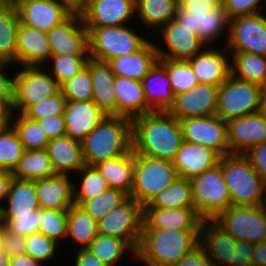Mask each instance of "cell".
Listing matches in <instances>:
<instances>
[{
    "instance_id": "obj_34",
    "label": "cell",
    "mask_w": 266,
    "mask_h": 266,
    "mask_svg": "<svg viewBox=\"0 0 266 266\" xmlns=\"http://www.w3.org/2000/svg\"><path fill=\"white\" fill-rule=\"evenodd\" d=\"M107 179L110 188L130 196L133 185L134 152L101 161L94 165Z\"/></svg>"
},
{
    "instance_id": "obj_37",
    "label": "cell",
    "mask_w": 266,
    "mask_h": 266,
    "mask_svg": "<svg viewBox=\"0 0 266 266\" xmlns=\"http://www.w3.org/2000/svg\"><path fill=\"white\" fill-rule=\"evenodd\" d=\"M231 75L266 89V57L247 52H231ZM233 58V59H232Z\"/></svg>"
},
{
    "instance_id": "obj_30",
    "label": "cell",
    "mask_w": 266,
    "mask_h": 266,
    "mask_svg": "<svg viewBox=\"0 0 266 266\" xmlns=\"http://www.w3.org/2000/svg\"><path fill=\"white\" fill-rule=\"evenodd\" d=\"M86 66L90 69L93 85L92 101L107 115L117 116V100L113 89L116 75L110 64L89 58Z\"/></svg>"
},
{
    "instance_id": "obj_43",
    "label": "cell",
    "mask_w": 266,
    "mask_h": 266,
    "mask_svg": "<svg viewBox=\"0 0 266 266\" xmlns=\"http://www.w3.org/2000/svg\"><path fill=\"white\" fill-rule=\"evenodd\" d=\"M87 249L108 266L118 265L126 252H132L135 259V251L124 240L113 236L98 234Z\"/></svg>"
},
{
    "instance_id": "obj_23",
    "label": "cell",
    "mask_w": 266,
    "mask_h": 266,
    "mask_svg": "<svg viewBox=\"0 0 266 266\" xmlns=\"http://www.w3.org/2000/svg\"><path fill=\"white\" fill-rule=\"evenodd\" d=\"M221 155L214 149L198 143L183 141L173 164L179 177L192 179L219 164Z\"/></svg>"
},
{
    "instance_id": "obj_59",
    "label": "cell",
    "mask_w": 266,
    "mask_h": 266,
    "mask_svg": "<svg viewBox=\"0 0 266 266\" xmlns=\"http://www.w3.org/2000/svg\"><path fill=\"white\" fill-rule=\"evenodd\" d=\"M253 250L254 244L251 242L237 241L231 266H253Z\"/></svg>"
},
{
    "instance_id": "obj_42",
    "label": "cell",
    "mask_w": 266,
    "mask_h": 266,
    "mask_svg": "<svg viewBox=\"0 0 266 266\" xmlns=\"http://www.w3.org/2000/svg\"><path fill=\"white\" fill-rule=\"evenodd\" d=\"M10 125L25 150L46 149L50 139L37 121L28 119L23 114L12 113Z\"/></svg>"
},
{
    "instance_id": "obj_16",
    "label": "cell",
    "mask_w": 266,
    "mask_h": 266,
    "mask_svg": "<svg viewBox=\"0 0 266 266\" xmlns=\"http://www.w3.org/2000/svg\"><path fill=\"white\" fill-rule=\"evenodd\" d=\"M175 20L195 32L207 46L214 45L229 32L230 20L222 3L209 11H187L178 7Z\"/></svg>"
},
{
    "instance_id": "obj_6",
    "label": "cell",
    "mask_w": 266,
    "mask_h": 266,
    "mask_svg": "<svg viewBox=\"0 0 266 266\" xmlns=\"http://www.w3.org/2000/svg\"><path fill=\"white\" fill-rule=\"evenodd\" d=\"M90 58L109 62L140 50L149 40L130 26L86 27ZM147 39V40H146Z\"/></svg>"
},
{
    "instance_id": "obj_60",
    "label": "cell",
    "mask_w": 266,
    "mask_h": 266,
    "mask_svg": "<svg viewBox=\"0 0 266 266\" xmlns=\"http://www.w3.org/2000/svg\"><path fill=\"white\" fill-rule=\"evenodd\" d=\"M221 3L222 0H178V7L187 11H209Z\"/></svg>"
},
{
    "instance_id": "obj_22",
    "label": "cell",
    "mask_w": 266,
    "mask_h": 266,
    "mask_svg": "<svg viewBox=\"0 0 266 266\" xmlns=\"http://www.w3.org/2000/svg\"><path fill=\"white\" fill-rule=\"evenodd\" d=\"M106 116L92 100H67L63 113L65 136L82 141Z\"/></svg>"
},
{
    "instance_id": "obj_20",
    "label": "cell",
    "mask_w": 266,
    "mask_h": 266,
    "mask_svg": "<svg viewBox=\"0 0 266 266\" xmlns=\"http://www.w3.org/2000/svg\"><path fill=\"white\" fill-rule=\"evenodd\" d=\"M226 122L230 154H245L249 149L266 142V119L259 112Z\"/></svg>"
},
{
    "instance_id": "obj_61",
    "label": "cell",
    "mask_w": 266,
    "mask_h": 266,
    "mask_svg": "<svg viewBox=\"0 0 266 266\" xmlns=\"http://www.w3.org/2000/svg\"><path fill=\"white\" fill-rule=\"evenodd\" d=\"M74 262V266H108L99 260L87 248L77 250Z\"/></svg>"
},
{
    "instance_id": "obj_11",
    "label": "cell",
    "mask_w": 266,
    "mask_h": 266,
    "mask_svg": "<svg viewBox=\"0 0 266 266\" xmlns=\"http://www.w3.org/2000/svg\"><path fill=\"white\" fill-rule=\"evenodd\" d=\"M98 233L124 240L135 252L144 224V207L132 197L97 222Z\"/></svg>"
},
{
    "instance_id": "obj_13",
    "label": "cell",
    "mask_w": 266,
    "mask_h": 266,
    "mask_svg": "<svg viewBox=\"0 0 266 266\" xmlns=\"http://www.w3.org/2000/svg\"><path fill=\"white\" fill-rule=\"evenodd\" d=\"M16 5L19 22L47 33L65 22L74 11L61 0H20Z\"/></svg>"
},
{
    "instance_id": "obj_41",
    "label": "cell",
    "mask_w": 266,
    "mask_h": 266,
    "mask_svg": "<svg viewBox=\"0 0 266 266\" xmlns=\"http://www.w3.org/2000/svg\"><path fill=\"white\" fill-rule=\"evenodd\" d=\"M80 176L77 185L74 182V204L81 205L85 200L96 197L110 188L107 179L95 166L85 165L77 174ZM80 181V182H79Z\"/></svg>"
},
{
    "instance_id": "obj_49",
    "label": "cell",
    "mask_w": 266,
    "mask_h": 266,
    "mask_svg": "<svg viewBox=\"0 0 266 266\" xmlns=\"http://www.w3.org/2000/svg\"><path fill=\"white\" fill-rule=\"evenodd\" d=\"M67 220L68 210L42 209L39 232L56 243L61 242L67 235Z\"/></svg>"
},
{
    "instance_id": "obj_1",
    "label": "cell",
    "mask_w": 266,
    "mask_h": 266,
    "mask_svg": "<svg viewBox=\"0 0 266 266\" xmlns=\"http://www.w3.org/2000/svg\"><path fill=\"white\" fill-rule=\"evenodd\" d=\"M180 121L169 112L154 111L132 119V151L173 161L183 143Z\"/></svg>"
},
{
    "instance_id": "obj_3",
    "label": "cell",
    "mask_w": 266,
    "mask_h": 266,
    "mask_svg": "<svg viewBox=\"0 0 266 266\" xmlns=\"http://www.w3.org/2000/svg\"><path fill=\"white\" fill-rule=\"evenodd\" d=\"M85 164L112 159L132 150V119L107 115L82 141Z\"/></svg>"
},
{
    "instance_id": "obj_57",
    "label": "cell",
    "mask_w": 266,
    "mask_h": 266,
    "mask_svg": "<svg viewBox=\"0 0 266 266\" xmlns=\"http://www.w3.org/2000/svg\"><path fill=\"white\" fill-rule=\"evenodd\" d=\"M37 122L50 140L65 136L66 125L63 115L46 116L37 120Z\"/></svg>"
},
{
    "instance_id": "obj_24",
    "label": "cell",
    "mask_w": 266,
    "mask_h": 266,
    "mask_svg": "<svg viewBox=\"0 0 266 266\" xmlns=\"http://www.w3.org/2000/svg\"><path fill=\"white\" fill-rule=\"evenodd\" d=\"M50 56L46 33L20 23L16 37L17 66H45Z\"/></svg>"
},
{
    "instance_id": "obj_46",
    "label": "cell",
    "mask_w": 266,
    "mask_h": 266,
    "mask_svg": "<svg viewBox=\"0 0 266 266\" xmlns=\"http://www.w3.org/2000/svg\"><path fill=\"white\" fill-rule=\"evenodd\" d=\"M129 196L122 191L108 188L94 198L85 200L82 207L96 222L123 203Z\"/></svg>"
},
{
    "instance_id": "obj_31",
    "label": "cell",
    "mask_w": 266,
    "mask_h": 266,
    "mask_svg": "<svg viewBox=\"0 0 266 266\" xmlns=\"http://www.w3.org/2000/svg\"><path fill=\"white\" fill-rule=\"evenodd\" d=\"M113 89L117 100V116L134 119L154 112L145 100L141 81L116 76Z\"/></svg>"
},
{
    "instance_id": "obj_68",
    "label": "cell",
    "mask_w": 266,
    "mask_h": 266,
    "mask_svg": "<svg viewBox=\"0 0 266 266\" xmlns=\"http://www.w3.org/2000/svg\"><path fill=\"white\" fill-rule=\"evenodd\" d=\"M258 112L266 119V91L261 98V104Z\"/></svg>"
},
{
    "instance_id": "obj_33",
    "label": "cell",
    "mask_w": 266,
    "mask_h": 266,
    "mask_svg": "<svg viewBox=\"0 0 266 266\" xmlns=\"http://www.w3.org/2000/svg\"><path fill=\"white\" fill-rule=\"evenodd\" d=\"M39 208L35 181L12 178L5 199V206L0 210V224L10 215H30V212Z\"/></svg>"
},
{
    "instance_id": "obj_50",
    "label": "cell",
    "mask_w": 266,
    "mask_h": 266,
    "mask_svg": "<svg viewBox=\"0 0 266 266\" xmlns=\"http://www.w3.org/2000/svg\"><path fill=\"white\" fill-rule=\"evenodd\" d=\"M58 244L40 232L32 233L25 237V254L44 264V261L55 258L54 255L57 253Z\"/></svg>"
},
{
    "instance_id": "obj_38",
    "label": "cell",
    "mask_w": 266,
    "mask_h": 266,
    "mask_svg": "<svg viewBox=\"0 0 266 266\" xmlns=\"http://www.w3.org/2000/svg\"><path fill=\"white\" fill-rule=\"evenodd\" d=\"M178 0H136V16L143 26L158 30L175 19Z\"/></svg>"
},
{
    "instance_id": "obj_7",
    "label": "cell",
    "mask_w": 266,
    "mask_h": 266,
    "mask_svg": "<svg viewBox=\"0 0 266 266\" xmlns=\"http://www.w3.org/2000/svg\"><path fill=\"white\" fill-rule=\"evenodd\" d=\"M190 183L194 208L203 220H214L231 206L220 164L190 179Z\"/></svg>"
},
{
    "instance_id": "obj_10",
    "label": "cell",
    "mask_w": 266,
    "mask_h": 266,
    "mask_svg": "<svg viewBox=\"0 0 266 266\" xmlns=\"http://www.w3.org/2000/svg\"><path fill=\"white\" fill-rule=\"evenodd\" d=\"M214 221L237 241L252 244L266 240V206H234L221 212Z\"/></svg>"
},
{
    "instance_id": "obj_53",
    "label": "cell",
    "mask_w": 266,
    "mask_h": 266,
    "mask_svg": "<svg viewBox=\"0 0 266 266\" xmlns=\"http://www.w3.org/2000/svg\"><path fill=\"white\" fill-rule=\"evenodd\" d=\"M222 5L229 20H232L241 16L263 12L266 7V0H222Z\"/></svg>"
},
{
    "instance_id": "obj_32",
    "label": "cell",
    "mask_w": 266,
    "mask_h": 266,
    "mask_svg": "<svg viewBox=\"0 0 266 266\" xmlns=\"http://www.w3.org/2000/svg\"><path fill=\"white\" fill-rule=\"evenodd\" d=\"M158 60L156 45L149 40L140 50L114 58L108 63L116 76L141 81Z\"/></svg>"
},
{
    "instance_id": "obj_4",
    "label": "cell",
    "mask_w": 266,
    "mask_h": 266,
    "mask_svg": "<svg viewBox=\"0 0 266 266\" xmlns=\"http://www.w3.org/2000/svg\"><path fill=\"white\" fill-rule=\"evenodd\" d=\"M225 183L234 206L265 204L266 183L243 154L221 156Z\"/></svg>"
},
{
    "instance_id": "obj_67",
    "label": "cell",
    "mask_w": 266,
    "mask_h": 266,
    "mask_svg": "<svg viewBox=\"0 0 266 266\" xmlns=\"http://www.w3.org/2000/svg\"><path fill=\"white\" fill-rule=\"evenodd\" d=\"M9 259L10 257L6 254L5 250L3 249L0 237V266H9Z\"/></svg>"
},
{
    "instance_id": "obj_9",
    "label": "cell",
    "mask_w": 266,
    "mask_h": 266,
    "mask_svg": "<svg viewBox=\"0 0 266 266\" xmlns=\"http://www.w3.org/2000/svg\"><path fill=\"white\" fill-rule=\"evenodd\" d=\"M265 89L230 75L219 87L216 115L227 121L259 111Z\"/></svg>"
},
{
    "instance_id": "obj_5",
    "label": "cell",
    "mask_w": 266,
    "mask_h": 266,
    "mask_svg": "<svg viewBox=\"0 0 266 266\" xmlns=\"http://www.w3.org/2000/svg\"><path fill=\"white\" fill-rule=\"evenodd\" d=\"M179 177L173 161L134 153L133 185L130 197L143 207Z\"/></svg>"
},
{
    "instance_id": "obj_35",
    "label": "cell",
    "mask_w": 266,
    "mask_h": 266,
    "mask_svg": "<svg viewBox=\"0 0 266 266\" xmlns=\"http://www.w3.org/2000/svg\"><path fill=\"white\" fill-rule=\"evenodd\" d=\"M19 16L14 3L0 4V62L16 64Z\"/></svg>"
},
{
    "instance_id": "obj_36",
    "label": "cell",
    "mask_w": 266,
    "mask_h": 266,
    "mask_svg": "<svg viewBox=\"0 0 266 266\" xmlns=\"http://www.w3.org/2000/svg\"><path fill=\"white\" fill-rule=\"evenodd\" d=\"M11 173L15 179L29 181L55 175L46 149L25 150Z\"/></svg>"
},
{
    "instance_id": "obj_15",
    "label": "cell",
    "mask_w": 266,
    "mask_h": 266,
    "mask_svg": "<svg viewBox=\"0 0 266 266\" xmlns=\"http://www.w3.org/2000/svg\"><path fill=\"white\" fill-rule=\"evenodd\" d=\"M51 55H89V32L79 12L47 33Z\"/></svg>"
},
{
    "instance_id": "obj_25",
    "label": "cell",
    "mask_w": 266,
    "mask_h": 266,
    "mask_svg": "<svg viewBox=\"0 0 266 266\" xmlns=\"http://www.w3.org/2000/svg\"><path fill=\"white\" fill-rule=\"evenodd\" d=\"M202 222L195 208H144L143 229L200 231Z\"/></svg>"
},
{
    "instance_id": "obj_17",
    "label": "cell",
    "mask_w": 266,
    "mask_h": 266,
    "mask_svg": "<svg viewBox=\"0 0 266 266\" xmlns=\"http://www.w3.org/2000/svg\"><path fill=\"white\" fill-rule=\"evenodd\" d=\"M159 30L162 42L165 44L163 46H166V50H164L156 44L159 58L187 61L206 47V44L195 32L175 19L169 21Z\"/></svg>"
},
{
    "instance_id": "obj_69",
    "label": "cell",
    "mask_w": 266,
    "mask_h": 266,
    "mask_svg": "<svg viewBox=\"0 0 266 266\" xmlns=\"http://www.w3.org/2000/svg\"><path fill=\"white\" fill-rule=\"evenodd\" d=\"M2 3H13L15 0H0Z\"/></svg>"
},
{
    "instance_id": "obj_18",
    "label": "cell",
    "mask_w": 266,
    "mask_h": 266,
    "mask_svg": "<svg viewBox=\"0 0 266 266\" xmlns=\"http://www.w3.org/2000/svg\"><path fill=\"white\" fill-rule=\"evenodd\" d=\"M79 13L86 27L128 25L136 17V0H89Z\"/></svg>"
},
{
    "instance_id": "obj_64",
    "label": "cell",
    "mask_w": 266,
    "mask_h": 266,
    "mask_svg": "<svg viewBox=\"0 0 266 266\" xmlns=\"http://www.w3.org/2000/svg\"><path fill=\"white\" fill-rule=\"evenodd\" d=\"M9 266H42L41 263L29 257L27 254L11 257Z\"/></svg>"
},
{
    "instance_id": "obj_55",
    "label": "cell",
    "mask_w": 266,
    "mask_h": 266,
    "mask_svg": "<svg viewBox=\"0 0 266 266\" xmlns=\"http://www.w3.org/2000/svg\"><path fill=\"white\" fill-rule=\"evenodd\" d=\"M15 65L9 62H0V103L12 106L14 99V74L9 76V71L7 69ZM8 74V75H7Z\"/></svg>"
},
{
    "instance_id": "obj_2",
    "label": "cell",
    "mask_w": 266,
    "mask_h": 266,
    "mask_svg": "<svg viewBox=\"0 0 266 266\" xmlns=\"http://www.w3.org/2000/svg\"><path fill=\"white\" fill-rule=\"evenodd\" d=\"M200 242V231L143 229L135 259L145 266H174Z\"/></svg>"
},
{
    "instance_id": "obj_48",
    "label": "cell",
    "mask_w": 266,
    "mask_h": 266,
    "mask_svg": "<svg viewBox=\"0 0 266 266\" xmlns=\"http://www.w3.org/2000/svg\"><path fill=\"white\" fill-rule=\"evenodd\" d=\"M66 100L90 101L93 98V85L90 69L86 66L77 75L73 76L61 86Z\"/></svg>"
},
{
    "instance_id": "obj_26",
    "label": "cell",
    "mask_w": 266,
    "mask_h": 266,
    "mask_svg": "<svg viewBox=\"0 0 266 266\" xmlns=\"http://www.w3.org/2000/svg\"><path fill=\"white\" fill-rule=\"evenodd\" d=\"M200 243L204 246L214 266H231L237 240L214 220H203Z\"/></svg>"
},
{
    "instance_id": "obj_66",
    "label": "cell",
    "mask_w": 266,
    "mask_h": 266,
    "mask_svg": "<svg viewBox=\"0 0 266 266\" xmlns=\"http://www.w3.org/2000/svg\"><path fill=\"white\" fill-rule=\"evenodd\" d=\"M67 4L74 12H79L89 0H61Z\"/></svg>"
},
{
    "instance_id": "obj_56",
    "label": "cell",
    "mask_w": 266,
    "mask_h": 266,
    "mask_svg": "<svg viewBox=\"0 0 266 266\" xmlns=\"http://www.w3.org/2000/svg\"><path fill=\"white\" fill-rule=\"evenodd\" d=\"M174 266H214L204 246L199 242Z\"/></svg>"
},
{
    "instance_id": "obj_8",
    "label": "cell",
    "mask_w": 266,
    "mask_h": 266,
    "mask_svg": "<svg viewBox=\"0 0 266 266\" xmlns=\"http://www.w3.org/2000/svg\"><path fill=\"white\" fill-rule=\"evenodd\" d=\"M46 66L48 65L20 67L18 72L16 68L12 113L23 114L31 105L61 90L59 83L46 70Z\"/></svg>"
},
{
    "instance_id": "obj_45",
    "label": "cell",
    "mask_w": 266,
    "mask_h": 266,
    "mask_svg": "<svg viewBox=\"0 0 266 266\" xmlns=\"http://www.w3.org/2000/svg\"><path fill=\"white\" fill-rule=\"evenodd\" d=\"M159 61L166 67L174 95L188 91L199 83L188 61L166 58H159Z\"/></svg>"
},
{
    "instance_id": "obj_63",
    "label": "cell",
    "mask_w": 266,
    "mask_h": 266,
    "mask_svg": "<svg viewBox=\"0 0 266 266\" xmlns=\"http://www.w3.org/2000/svg\"><path fill=\"white\" fill-rule=\"evenodd\" d=\"M253 266H266V240L254 245Z\"/></svg>"
},
{
    "instance_id": "obj_52",
    "label": "cell",
    "mask_w": 266,
    "mask_h": 266,
    "mask_svg": "<svg viewBox=\"0 0 266 266\" xmlns=\"http://www.w3.org/2000/svg\"><path fill=\"white\" fill-rule=\"evenodd\" d=\"M66 98L63 92L60 90L57 94L47 97L34 105H31L23 115L28 119L37 121L43 119L46 116L51 115H63Z\"/></svg>"
},
{
    "instance_id": "obj_14",
    "label": "cell",
    "mask_w": 266,
    "mask_h": 266,
    "mask_svg": "<svg viewBox=\"0 0 266 266\" xmlns=\"http://www.w3.org/2000/svg\"><path fill=\"white\" fill-rule=\"evenodd\" d=\"M183 140L210 147L221 156L230 154L227 139V122L218 115L179 120Z\"/></svg>"
},
{
    "instance_id": "obj_12",
    "label": "cell",
    "mask_w": 266,
    "mask_h": 266,
    "mask_svg": "<svg viewBox=\"0 0 266 266\" xmlns=\"http://www.w3.org/2000/svg\"><path fill=\"white\" fill-rule=\"evenodd\" d=\"M225 47L229 52H247L266 57L265 12L230 20ZM231 50V51H230Z\"/></svg>"
},
{
    "instance_id": "obj_19",
    "label": "cell",
    "mask_w": 266,
    "mask_h": 266,
    "mask_svg": "<svg viewBox=\"0 0 266 266\" xmlns=\"http://www.w3.org/2000/svg\"><path fill=\"white\" fill-rule=\"evenodd\" d=\"M219 87L198 83L188 91L175 95L169 113L178 120L216 115Z\"/></svg>"
},
{
    "instance_id": "obj_27",
    "label": "cell",
    "mask_w": 266,
    "mask_h": 266,
    "mask_svg": "<svg viewBox=\"0 0 266 266\" xmlns=\"http://www.w3.org/2000/svg\"><path fill=\"white\" fill-rule=\"evenodd\" d=\"M69 175L54 176L35 181V190L40 208L69 210L74 205L72 179Z\"/></svg>"
},
{
    "instance_id": "obj_62",
    "label": "cell",
    "mask_w": 266,
    "mask_h": 266,
    "mask_svg": "<svg viewBox=\"0 0 266 266\" xmlns=\"http://www.w3.org/2000/svg\"><path fill=\"white\" fill-rule=\"evenodd\" d=\"M12 178L11 171L0 168V210L4 206Z\"/></svg>"
},
{
    "instance_id": "obj_58",
    "label": "cell",
    "mask_w": 266,
    "mask_h": 266,
    "mask_svg": "<svg viewBox=\"0 0 266 266\" xmlns=\"http://www.w3.org/2000/svg\"><path fill=\"white\" fill-rule=\"evenodd\" d=\"M243 155L249 160L262 180L266 183V142L249 149Z\"/></svg>"
},
{
    "instance_id": "obj_29",
    "label": "cell",
    "mask_w": 266,
    "mask_h": 266,
    "mask_svg": "<svg viewBox=\"0 0 266 266\" xmlns=\"http://www.w3.org/2000/svg\"><path fill=\"white\" fill-rule=\"evenodd\" d=\"M145 100L153 111L168 112L175 95L166 67L158 60L141 80Z\"/></svg>"
},
{
    "instance_id": "obj_54",
    "label": "cell",
    "mask_w": 266,
    "mask_h": 266,
    "mask_svg": "<svg viewBox=\"0 0 266 266\" xmlns=\"http://www.w3.org/2000/svg\"><path fill=\"white\" fill-rule=\"evenodd\" d=\"M0 237L3 249L10 258L25 254V237L12 234L2 224H0Z\"/></svg>"
},
{
    "instance_id": "obj_44",
    "label": "cell",
    "mask_w": 266,
    "mask_h": 266,
    "mask_svg": "<svg viewBox=\"0 0 266 266\" xmlns=\"http://www.w3.org/2000/svg\"><path fill=\"white\" fill-rule=\"evenodd\" d=\"M89 58V55H51L47 61V70H51L49 74L61 86L85 68Z\"/></svg>"
},
{
    "instance_id": "obj_47",
    "label": "cell",
    "mask_w": 266,
    "mask_h": 266,
    "mask_svg": "<svg viewBox=\"0 0 266 266\" xmlns=\"http://www.w3.org/2000/svg\"><path fill=\"white\" fill-rule=\"evenodd\" d=\"M24 151L23 144L11 125L0 133V168L12 172Z\"/></svg>"
},
{
    "instance_id": "obj_21",
    "label": "cell",
    "mask_w": 266,
    "mask_h": 266,
    "mask_svg": "<svg viewBox=\"0 0 266 266\" xmlns=\"http://www.w3.org/2000/svg\"><path fill=\"white\" fill-rule=\"evenodd\" d=\"M218 48L206 45L199 54L187 60L199 83L220 87L231 75L229 52L225 46L221 50Z\"/></svg>"
},
{
    "instance_id": "obj_39",
    "label": "cell",
    "mask_w": 266,
    "mask_h": 266,
    "mask_svg": "<svg viewBox=\"0 0 266 266\" xmlns=\"http://www.w3.org/2000/svg\"><path fill=\"white\" fill-rule=\"evenodd\" d=\"M97 222L79 205L68 210L67 235L79 244L77 249L87 248L98 235Z\"/></svg>"
},
{
    "instance_id": "obj_65",
    "label": "cell",
    "mask_w": 266,
    "mask_h": 266,
    "mask_svg": "<svg viewBox=\"0 0 266 266\" xmlns=\"http://www.w3.org/2000/svg\"><path fill=\"white\" fill-rule=\"evenodd\" d=\"M11 106L0 103V133L10 126Z\"/></svg>"
},
{
    "instance_id": "obj_28",
    "label": "cell",
    "mask_w": 266,
    "mask_h": 266,
    "mask_svg": "<svg viewBox=\"0 0 266 266\" xmlns=\"http://www.w3.org/2000/svg\"><path fill=\"white\" fill-rule=\"evenodd\" d=\"M46 151L55 174L70 176L86 165L82 143L77 139L67 136L51 139L46 146Z\"/></svg>"
},
{
    "instance_id": "obj_51",
    "label": "cell",
    "mask_w": 266,
    "mask_h": 266,
    "mask_svg": "<svg viewBox=\"0 0 266 266\" xmlns=\"http://www.w3.org/2000/svg\"><path fill=\"white\" fill-rule=\"evenodd\" d=\"M42 218V208L30 212V215H10L2 225L12 234L27 237L38 233Z\"/></svg>"
},
{
    "instance_id": "obj_40",
    "label": "cell",
    "mask_w": 266,
    "mask_h": 266,
    "mask_svg": "<svg viewBox=\"0 0 266 266\" xmlns=\"http://www.w3.org/2000/svg\"><path fill=\"white\" fill-rule=\"evenodd\" d=\"M144 208H194L190 180L177 177L169 187L159 192Z\"/></svg>"
}]
</instances>
